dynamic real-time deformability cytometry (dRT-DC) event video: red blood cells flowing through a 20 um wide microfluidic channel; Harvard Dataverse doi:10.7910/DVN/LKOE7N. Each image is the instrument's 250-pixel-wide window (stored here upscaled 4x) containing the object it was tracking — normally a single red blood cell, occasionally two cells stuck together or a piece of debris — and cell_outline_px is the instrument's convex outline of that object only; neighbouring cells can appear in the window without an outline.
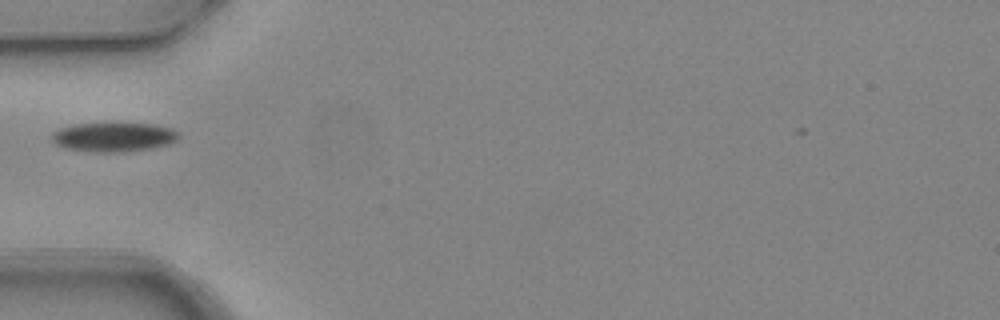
{"species": "common noctule bat (a hibernating species)", "species_latin": "Nyctalus noctula", "temperature_condition": "warm", "stored_images_in_passage": 2, "camera_frame_rate_fps": 3000, "um_per_image_px": 0.085, "animal": {"sex": "female", "body_mass_g": 24.6, "forearm_length_mm": 56.2}, "frame": {"image": 1, "passage_image": 1, "time_ms": 0.0, "image_size_px": [1000, 320], "cell_outline_px": [[180, 136], [176, 140], [168, 144], [152, 148], [128, 152], [92, 152], [64, 148], [56, 144], [52, 140], [52, 132], [60, 128], [76, 124], [156, 124], [172, 128], [180, 132]], "centroid_in_image_um": [9.69, 11.66], "position_along_channel_um": 75.3, "area_um2": 21.68}}
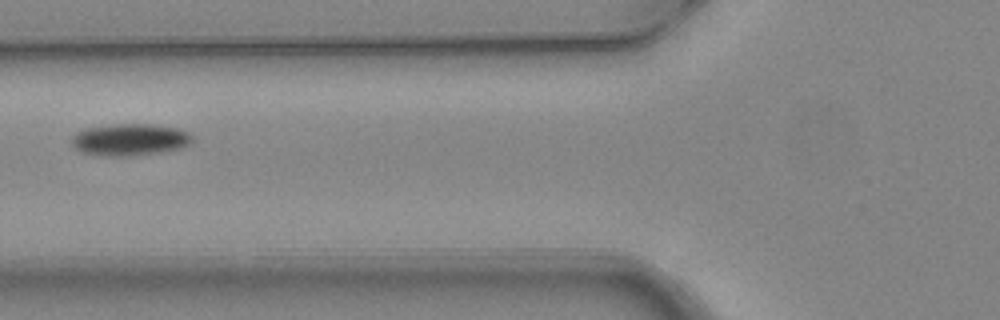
{"frame": {"image": 2, "passage_image": 2, "time_ms": 0.333, "image_size_px": [1000, 320], "cell_outline_px": [[196, 136], [192, 144], [180, 148], [160, 152], [128, 156], [104, 156], [80, 152], [72, 144], [72, 136], [76, 132], [88, 128], [116, 124], [152, 124], [176, 128], [192, 132]], "centroid_in_image_um": [11.11, 11.87], "position_along_channel_um": 114.7, "area_um2": 22.66}}